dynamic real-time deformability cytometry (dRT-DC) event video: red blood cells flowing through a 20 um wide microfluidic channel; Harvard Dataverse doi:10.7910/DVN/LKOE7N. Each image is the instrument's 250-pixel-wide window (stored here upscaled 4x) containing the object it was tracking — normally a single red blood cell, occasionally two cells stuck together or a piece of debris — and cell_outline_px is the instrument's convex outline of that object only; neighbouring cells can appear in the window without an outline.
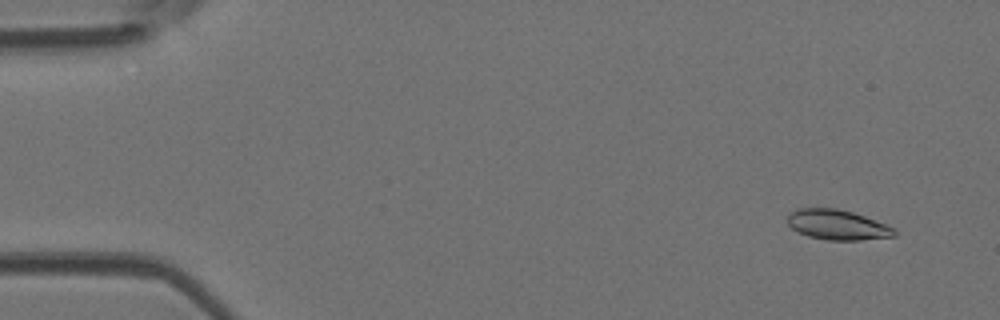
{"species": "Egyptian fruit bat (a non-hibernating species)", "species_latin": "Rousettus aegyptiacus", "temperature_condition": "room temperature", "stored_images_in_passage": 5, "camera_frame_rate_fps": 3000, "um_per_image_px": 0.085, "animal": {"sex": "female"}, "frame": {"image": 1, "passage_image": 2, "time_ms": 0.333, "image_size_px": [1000, 320], "cell_outline_px": [[896, 236], [860, 240], [828, 240], [808, 236], [792, 228], [788, 224], [788, 212], [796, 208], [836, 208], [852, 212], [864, 216], [896, 228]], "centroid_in_image_um": [71.18, 19.1], "position_along_channel_um": 13.8, "area_um2": 18.73}}
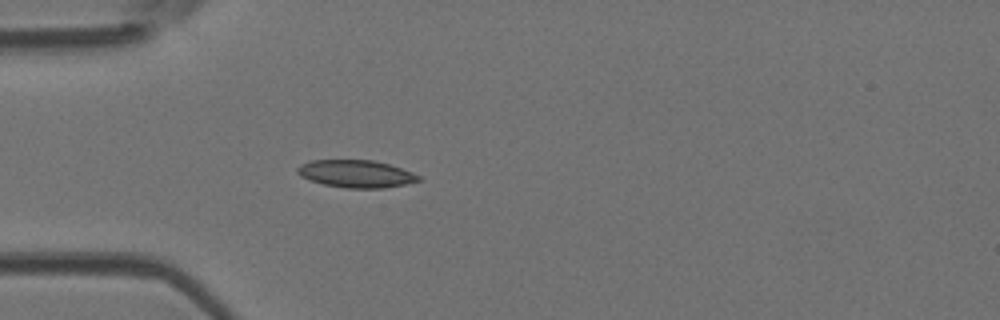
{"frame": {"image": 2, "passage_image": 5, "time_ms": 1.333, "image_size_px": [1000, 320], "cell_outline_px": [[424, 180], [384, 188], [348, 188], [324, 184], [308, 180], [300, 176], [296, 172], [296, 168], [300, 164], [312, 160], [372, 160], [388, 164], [412, 172], [420, 176]], "centroid_in_image_um": [30.25, 14.77], "position_along_channel_um": 54.8, "area_um2": 19.42}}